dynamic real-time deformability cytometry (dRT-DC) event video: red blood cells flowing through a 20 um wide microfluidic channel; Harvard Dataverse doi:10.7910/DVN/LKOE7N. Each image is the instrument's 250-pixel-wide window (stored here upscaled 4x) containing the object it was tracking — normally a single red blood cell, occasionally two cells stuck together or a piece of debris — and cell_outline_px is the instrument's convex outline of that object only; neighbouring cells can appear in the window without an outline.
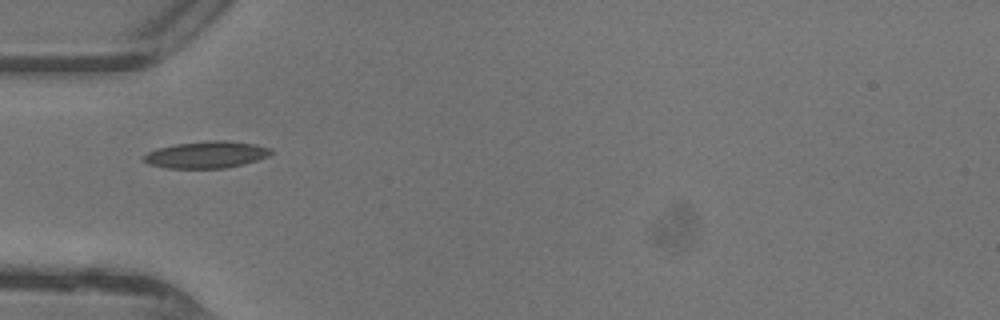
{"species": "common noctule bat (a hibernating species)", "species_latin": "Nyctalus noctula", "temperature_condition": "warm", "stored_images_in_passage": 12, "camera_frame_rate_fps": 3000, "um_per_image_px": 0.085, "animal": {"sex": "female"}, "frame": {"image": 1, "passage_image": 1, "time_ms": 0.0, "image_size_px": [1000, 320], "cell_outline_px": [[272, 152], [268, 156], [244, 164], [224, 168], [164, 168], [148, 164], [140, 160], [140, 156], [148, 152], [160, 148], [176, 144], [212, 140], [224, 140], [256, 144], [272, 148]], "centroid_in_image_um": [17.51, 13.15], "position_along_channel_um": 67.5, "area_um2": 20.0}}
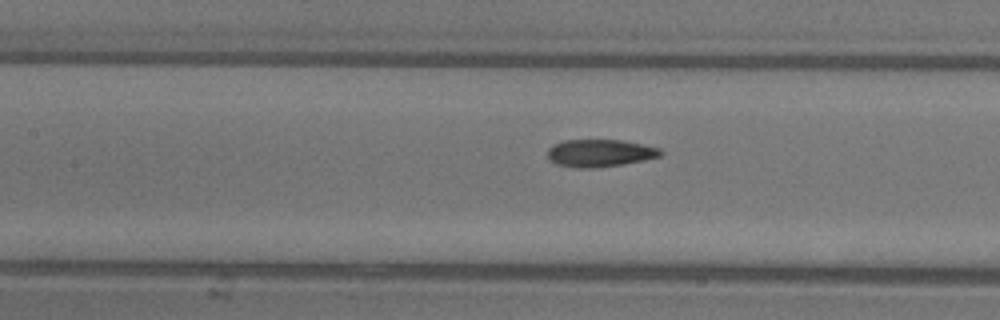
{"frame": {"image": 2, "passage_image": 7, "time_ms": 2.0, "image_size_px": [1000, 320], "cell_outline_px": [[664, 152], [660, 156], [644, 160], [624, 164], [596, 168], [576, 168], [556, 164], [548, 160], [548, 148], [552, 144], [564, 140], [620, 140], [660, 148]], "centroid_in_image_um": [50.96, 13.02], "position_along_channel_um": 156.4, "area_um2": 18.21}}
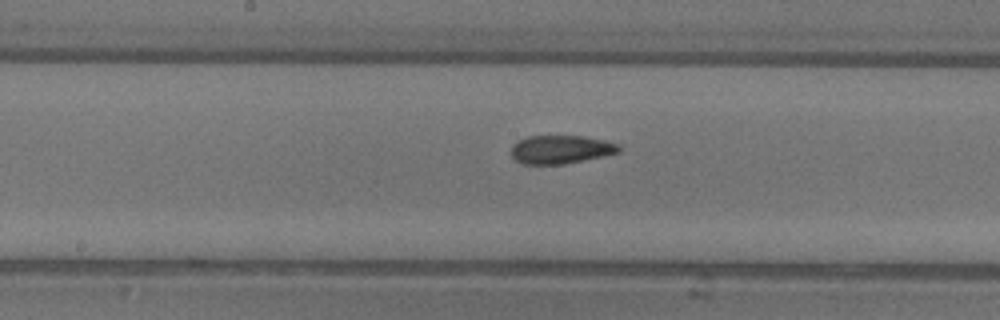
{"frame": {"image": 3, "passage_image": 10, "time_ms": 3.0, "image_size_px": [1000, 320], "cell_outline_px": [[620, 152], [604, 156], [564, 164], [524, 164], [516, 160], [512, 156], [512, 144], [528, 136], [584, 136], [604, 140], [620, 144]], "centroid_in_image_um": [47.7, 12.7], "position_along_channel_um": 200.5, "area_um2": 17.8}}